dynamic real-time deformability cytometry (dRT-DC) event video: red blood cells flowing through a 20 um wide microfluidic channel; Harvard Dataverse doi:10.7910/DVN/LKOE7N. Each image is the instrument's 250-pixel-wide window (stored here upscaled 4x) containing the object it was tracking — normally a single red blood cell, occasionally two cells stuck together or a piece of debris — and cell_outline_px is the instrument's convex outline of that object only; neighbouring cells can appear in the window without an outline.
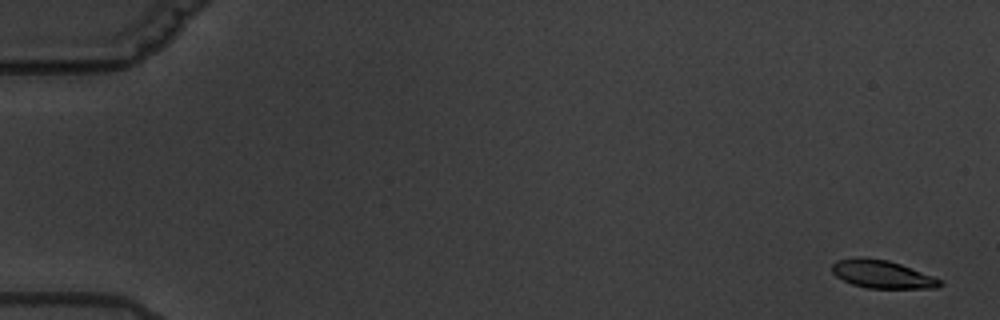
{"species": "common noctule bat (a hibernating species)", "species_latin": "Nyctalus noctula", "temperature_condition": "warm", "stored_images_in_passage": 5, "camera_frame_rate_fps": 3000, "um_per_image_px": 0.085, "animal": {"sex": "male", "body_mass_g": 19.5, "forearm_length_mm": 54.6}, "frame": {"image": 1, "passage_image": 1, "time_ms": 0.0, "image_size_px": [1000, 320], "cell_outline_px": [[944, 284], [936, 288], [868, 288], [852, 284], [836, 276], [832, 272], [832, 264], [836, 260], [856, 256], [864, 256], [888, 260], [900, 264], [932, 276], [940, 280]], "centroid_in_image_um": [74.93, 23.29], "position_along_channel_um": 10.1, "area_um2": 17.63}}
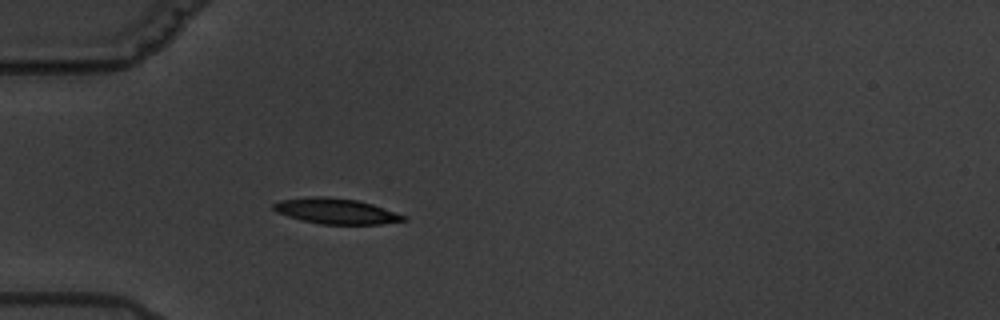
{"frame": {"image": 2, "passage_image": 5, "time_ms": 5.667, "image_size_px": [1000, 320], "cell_outline_px": [[408, 220], [380, 224], [320, 224], [288, 216], [276, 212], [272, 208], [272, 204], [280, 200], [312, 196], [328, 196], [356, 200], [372, 204], [408, 216]], "centroid_in_image_um": [28.57, 17.94], "position_along_channel_um": 56.4, "area_um2": 19.36}}